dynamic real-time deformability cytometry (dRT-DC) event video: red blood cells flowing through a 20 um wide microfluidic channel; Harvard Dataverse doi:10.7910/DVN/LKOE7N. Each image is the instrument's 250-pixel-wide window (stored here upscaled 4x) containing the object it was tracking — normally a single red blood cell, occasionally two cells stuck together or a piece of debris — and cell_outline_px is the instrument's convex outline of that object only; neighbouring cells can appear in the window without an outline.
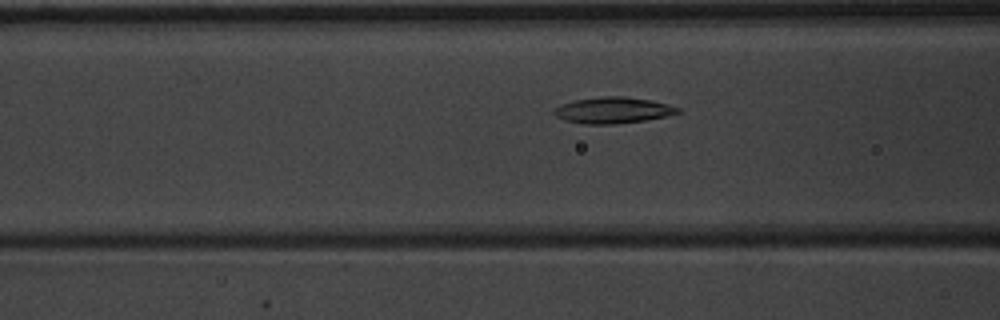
{"species": "common noctule bat (a hibernating species)", "species_latin": "Nyctalus noctula", "temperature_condition": "warm", "stored_images_in_passage": 35, "camera_frame_rate_fps": 3000, "um_per_image_px": 0.085, "animal": {"sex": "male", "body_mass_g": 20.1, "forearm_length_mm": 53.5}, "frame": {"image": 1, "passage_image": 4, "time_ms": 1.0, "image_size_px": [1000, 320], "cell_outline_px": [[680, 112], [664, 116], [644, 120], [612, 124], [584, 124], [564, 120], [556, 116], [552, 112], [556, 108], [572, 100], [600, 96], [620, 96], [652, 100], [668, 104], [680, 108]], "centroid_in_image_um": [52.08, 9.36], "position_along_channel_um": 114.5, "area_um2": 18.73}}
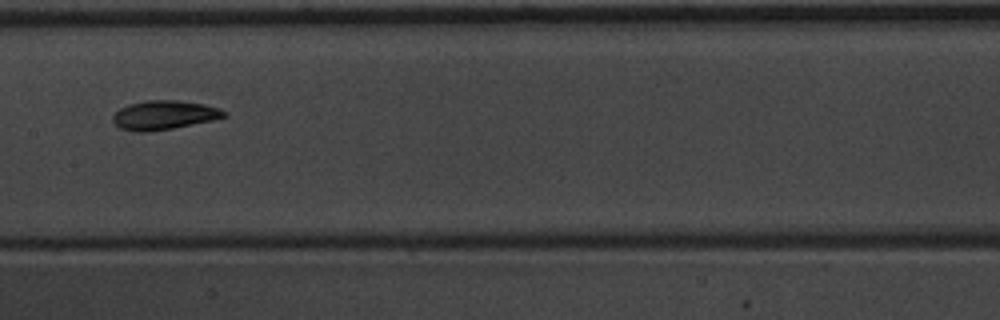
{"frame": {"image": 2, "passage_image": 10, "time_ms": 3.0, "image_size_px": [1000, 320], "cell_outline_px": [[228, 116], [212, 120], [172, 128], [148, 132], [136, 132], [120, 128], [112, 120], [112, 116], [120, 108], [128, 104], [144, 100], [176, 100], [204, 104], [220, 108], [228, 112]], "centroid_in_image_um": [13.95, 9.77], "position_along_channel_um": 193.4, "area_um2": 18.9}}
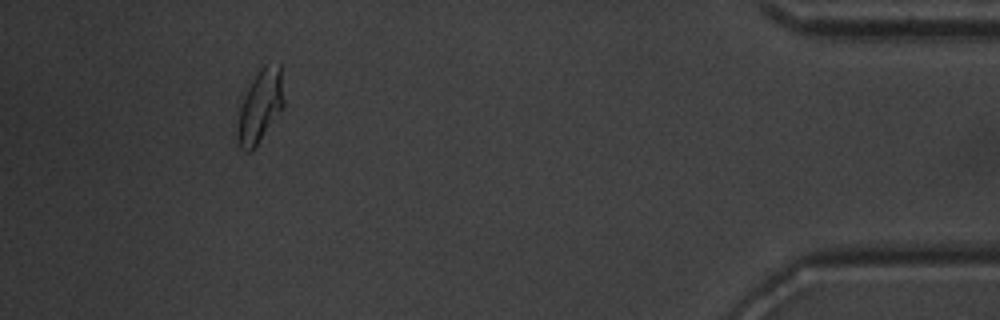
{"frame": {"image": 3, "passage_image": 31, "time_ms": 10.0, "image_size_px": [1000, 320], "cell_outline_px": [[284, 108], [252, 152], [244, 152], [240, 148], [236, 136], [236, 128], [240, 108], [244, 96], [256, 72], [264, 64], [280, 64], [284, 100]], "centroid_in_image_um": [22.11, 9.07], "position_along_channel_um": 413.1, "area_um2": 19.94}, "authors_computed_cell_mechanics": {"area_um2": 18.207, "velocity_mm_per_s": 3.9409, "shape_relaxation_time_tau1_ms": 3.4038, "shape_relaxation_time_tau2_ms": 3.986, "deformation_change_tau1": 0.1377, "deformation_change_tau2": 0.0845}}